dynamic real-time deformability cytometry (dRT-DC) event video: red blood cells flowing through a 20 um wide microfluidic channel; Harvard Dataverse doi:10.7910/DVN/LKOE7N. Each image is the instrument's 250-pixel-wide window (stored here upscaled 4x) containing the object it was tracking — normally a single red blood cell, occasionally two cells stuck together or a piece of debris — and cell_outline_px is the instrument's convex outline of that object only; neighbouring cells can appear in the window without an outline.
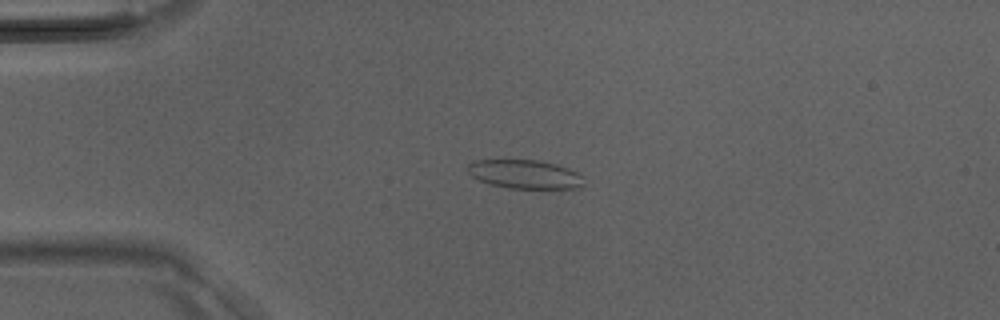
{"species": "Egyptian fruit bat (a non-hibernating species)", "species_latin": "Rousettus aegyptiacus", "temperature_condition": "room temperature", "stored_images_in_passage": 40, "camera_frame_rate_fps": 3000, "um_per_image_px": 0.085, "animal": {"sex": "male"}, "frame": {"image": 1, "passage_image": 10, "time_ms": 3.0, "image_size_px": [1000, 320], "cell_outline_px": [[584, 184], [580, 188], [508, 188], [492, 184], [480, 180], [472, 176], [464, 168], [472, 160], [540, 160], [556, 164], [568, 168], [576, 172], [580, 176]], "centroid_in_image_um": [44.57, 14.8], "position_along_channel_um": 40.4, "area_um2": 19.42}}
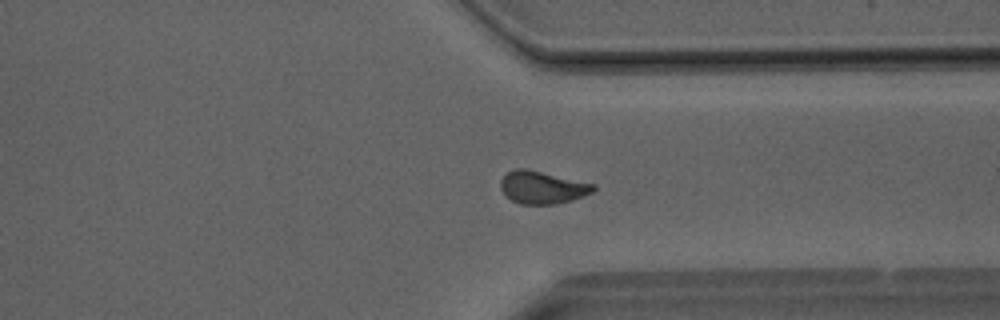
{"frame": {"image": 2, "passage_image": 31, "time_ms": 10.0, "image_size_px": [1000, 320], "cell_outline_px": [[596, 188], [592, 192], [572, 200], [556, 204], [520, 204], [504, 196], [500, 188], [500, 180], [512, 168], [524, 168], [596, 184]], "centroid_in_image_um": [46.06, 15.93], "position_along_channel_um": 365.3, "area_um2": 17.69}}
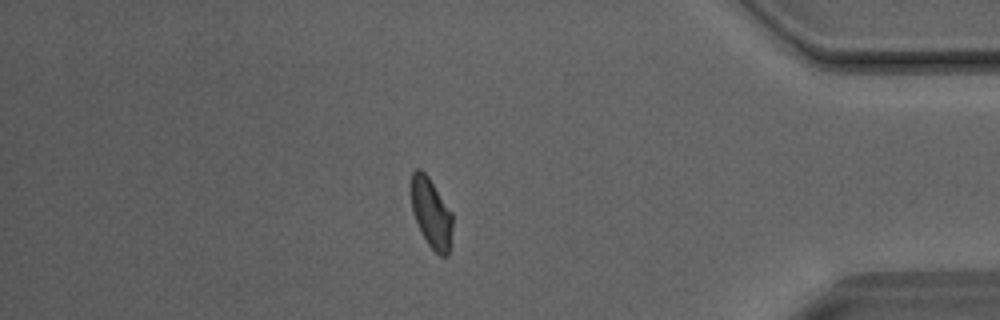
{"frame": {"image": 3, "passage_image": 35, "time_ms": 11.333, "image_size_px": [1000, 320], "cell_outline_px": [[452, 228], [448, 256], [440, 256], [428, 244], [412, 212], [412, 172], [416, 168], [420, 168], [428, 176], [452, 212]], "centroid_in_image_um": [36.67, 18.1], "position_along_channel_um": 398.5, "area_um2": 16.47}}